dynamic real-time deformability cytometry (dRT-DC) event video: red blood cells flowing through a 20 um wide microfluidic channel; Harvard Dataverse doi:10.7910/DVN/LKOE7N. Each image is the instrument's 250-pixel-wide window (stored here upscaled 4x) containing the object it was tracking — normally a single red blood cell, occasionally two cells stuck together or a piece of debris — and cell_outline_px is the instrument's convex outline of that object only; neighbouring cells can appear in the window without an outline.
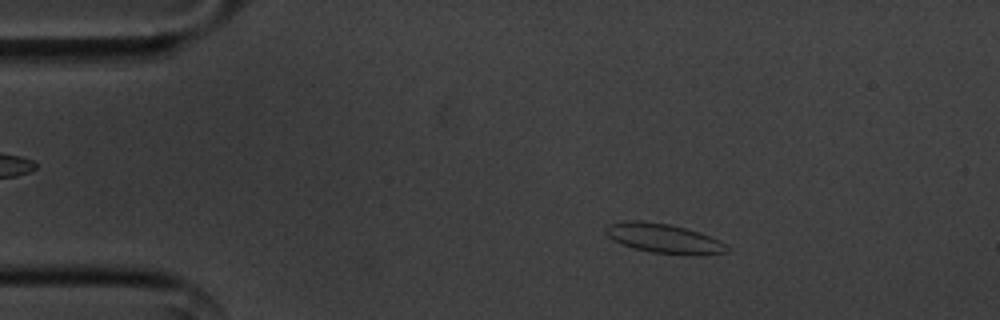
{"species": "common noctule bat (a hibernating species)", "species_latin": "Nyctalus noctula", "temperature_condition": "cold", "stored_images_in_passage": 55, "camera_frame_rate_fps": 3000, "um_per_image_px": 0.085, "animal": {"sex": "male", "body_mass_g": 20.1, "forearm_length_mm": 53.5}, "frame": {"image": 1, "passage_image": 9, "time_ms": 2.667, "image_size_px": [1000, 320], "cell_outline_px": [[728, 252], [704, 256], [692, 256], [652, 252], [636, 248], [612, 240], [604, 232], [604, 228], [608, 224], [624, 220], [640, 220], [668, 224], [700, 232], [720, 240], [728, 248]], "centroid_in_image_um": [56.44, 20.27], "position_along_channel_um": 28.6, "area_um2": 21.04}}
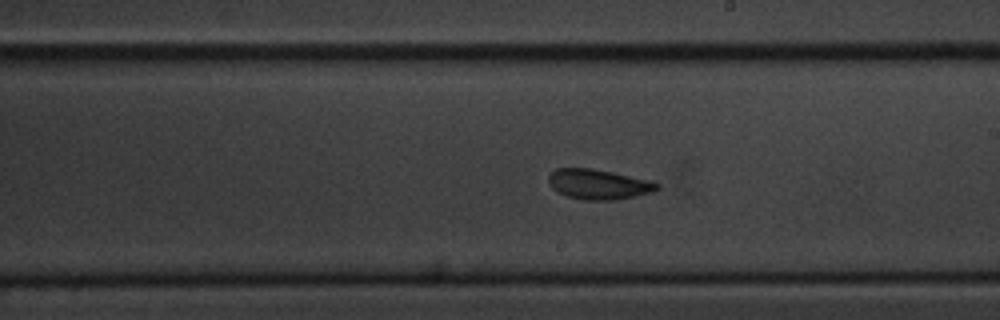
{"frame": {"image": 2, "passage_image": 31, "time_ms": 10.0, "image_size_px": [1000, 320], "cell_outline_px": [[660, 188], [652, 192], [636, 196], [616, 200], [584, 200], [568, 196], [556, 192], [548, 184], [548, 176], [556, 168], [592, 168], [612, 172], [648, 180], [660, 184]], "centroid_in_image_um": [50.85, 15.67], "position_along_channel_um": 238.1, "area_um2": 19.07}}
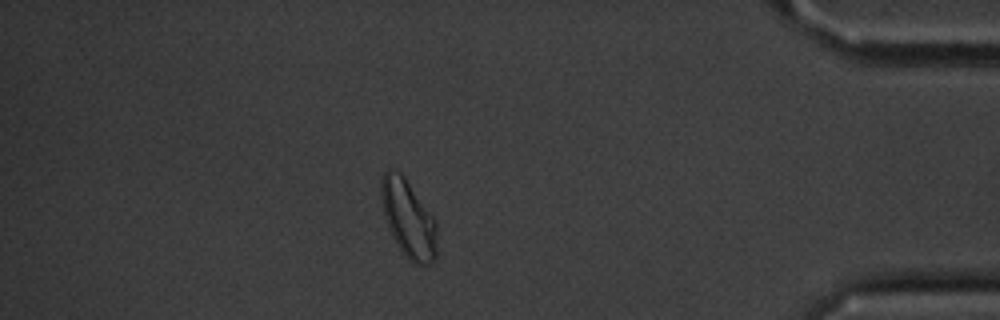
{"frame": {"image": 3, "passage_image": 48, "time_ms": 15.667, "image_size_px": [1000, 320], "cell_outline_px": [[436, 256], [428, 264], [412, 264], [404, 256], [392, 236], [388, 228], [380, 196], [380, 180], [384, 172], [388, 168], [400, 172], [404, 176], [436, 220]], "centroid_in_image_um": [34.69, 18.58], "position_along_channel_um": 400.5, "area_um2": 25.32}, "authors_computed_cell_mechanics": {"area_um2": 19.8832, "velocity_mm_per_s": 3.5676, "shape_relaxation_time_tau1_ms": 5.0233, "shape_relaxation_time_tau2_ms": 1.7917, "deformation_change_tau1": 0.1166, "deformation_change_tau2": 0.0884}}